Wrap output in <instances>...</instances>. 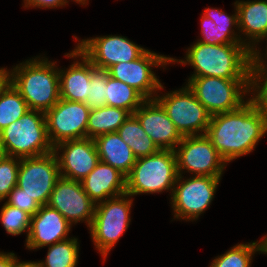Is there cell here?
<instances>
[{
  "mask_svg": "<svg viewBox=\"0 0 267 267\" xmlns=\"http://www.w3.org/2000/svg\"><path fill=\"white\" fill-rule=\"evenodd\" d=\"M262 252V241L238 244L223 255L215 258L210 267H250L252 255Z\"/></svg>",
  "mask_w": 267,
  "mask_h": 267,
  "instance_id": "cell-28",
  "label": "cell"
},
{
  "mask_svg": "<svg viewBox=\"0 0 267 267\" xmlns=\"http://www.w3.org/2000/svg\"><path fill=\"white\" fill-rule=\"evenodd\" d=\"M251 90L256 92L251 99L267 119V77H251Z\"/></svg>",
  "mask_w": 267,
  "mask_h": 267,
  "instance_id": "cell-34",
  "label": "cell"
},
{
  "mask_svg": "<svg viewBox=\"0 0 267 267\" xmlns=\"http://www.w3.org/2000/svg\"><path fill=\"white\" fill-rule=\"evenodd\" d=\"M0 220L8 234L19 235L26 230L29 234L31 215L26 211L5 202L1 209Z\"/></svg>",
  "mask_w": 267,
  "mask_h": 267,
  "instance_id": "cell-31",
  "label": "cell"
},
{
  "mask_svg": "<svg viewBox=\"0 0 267 267\" xmlns=\"http://www.w3.org/2000/svg\"><path fill=\"white\" fill-rule=\"evenodd\" d=\"M265 133L267 119L250 97L234 111L212 115L205 135L227 163L252 152Z\"/></svg>",
  "mask_w": 267,
  "mask_h": 267,
  "instance_id": "cell-1",
  "label": "cell"
},
{
  "mask_svg": "<svg viewBox=\"0 0 267 267\" xmlns=\"http://www.w3.org/2000/svg\"><path fill=\"white\" fill-rule=\"evenodd\" d=\"M186 60L171 58L170 62L191 64V77L251 79L252 52L244 44L211 45L197 41L186 52Z\"/></svg>",
  "mask_w": 267,
  "mask_h": 267,
  "instance_id": "cell-2",
  "label": "cell"
},
{
  "mask_svg": "<svg viewBox=\"0 0 267 267\" xmlns=\"http://www.w3.org/2000/svg\"><path fill=\"white\" fill-rule=\"evenodd\" d=\"M178 177L174 150H159L136 159L126 177V194L158 193L172 190Z\"/></svg>",
  "mask_w": 267,
  "mask_h": 267,
  "instance_id": "cell-5",
  "label": "cell"
},
{
  "mask_svg": "<svg viewBox=\"0 0 267 267\" xmlns=\"http://www.w3.org/2000/svg\"><path fill=\"white\" fill-rule=\"evenodd\" d=\"M55 63L47 58H34L11 70V84L29 109L45 113L60 100L59 70Z\"/></svg>",
  "mask_w": 267,
  "mask_h": 267,
  "instance_id": "cell-3",
  "label": "cell"
},
{
  "mask_svg": "<svg viewBox=\"0 0 267 267\" xmlns=\"http://www.w3.org/2000/svg\"><path fill=\"white\" fill-rule=\"evenodd\" d=\"M128 197L130 198V195L125 193L96 203L90 233L103 259L107 257L112 247L129 227L133 200Z\"/></svg>",
  "mask_w": 267,
  "mask_h": 267,
  "instance_id": "cell-7",
  "label": "cell"
},
{
  "mask_svg": "<svg viewBox=\"0 0 267 267\" xmlns=\"http://www.w3.org/2000/svg\"><path fill=\"white\" fill-rule=\"evenodd\" d=\"M12 267H36L35 262H19L17 261Z\"/></svg>",
  "mask_w": 267,
  "mask_h": 267,
  "instance_id": "cell-40",
  "label": "cell"
},
{
  "mask_svg": "<svg viewBox=\"0 0 267 267\" xmlns=\"http://www.w3.org/2000/svg\"><path fill=\"white\" fill-rule=\"evenodd\" d=\"M7 198V204L26 211L31 216H33L40 208V205L34 200V198L29 197L18 186L13 188Z\"/></svg>",
  "mask_w": 267,
  "mask_h": 267,
  "instance_id": "cell-33",
  "label": "cell"
},
{
  "mask_svg": "<svg viewBox=\"0 0 267 267\" xmlns=\"http://www.w3.org/2000/svg\"><path fill=\"white\" fill-rule=\"evenodd\" d=\"M174 152L178 175L185 169L196 176L221 177L227 164L205 134L183 136Z\"/></svg>",
  "mask_w": 267,
  "mask_h": 267,
  "instance_id": "cell-10",
  "label": "cell"
},
{
  "mask_svg": "<svg viewBox=\"0 0 267 267\" xmlns=\"http://www.w3.org/2000/svg\"><path fill=\"white\" fill-rule=\"evenodd\" d=\"M74 1H76L77 3H82L81 5H84L87 3L86 1L88 0H74Z\"/></svg>",
  "mask_w": 267,
  "mask_h": 267,
  "instance_id": "cell-43",
  "label": "cell"
},
{
  "mask_svg": "<svg viewBox=\"0 0 267 267\" xmlns=\"http://www.w3.org/2000/svg\"><path fill=\"white\" fill-rule=\"evenodd\" d=\"M17 261L14 253H0V267H12Z\"/></svg>",
  "mask_w": 267,
  "mask_h": 267,
  "instance_id": "cell-39",
  "label": "cell"
},
{
  "mask_svg": "<svg viewBox=\"0 0 267 267\" xmlns=\"http://www.w3.org/2000/svg\"><path fill=\"white\" fill-rule=\"evenodd\" d=\"M186 84L212 116L234 111L244 103V94L251 92V79L190 77ZM243 94V95H242Z\"/></svg>",
  "mask_w": 267,
  "mask_h": 267,
  "instance_id": "cell-6",
  "label": "cell"
},
{
  "mask_svg": "<svg viewBox=\"0 0 267 267\" xmlns=\"http://www.w3.org/2000/svg\"><path fill=\"white\" fill-rule=\"evenodd\" d=\"M11 85V71H7V68L0 69V97Z\"/></svg>",
  "mask_w": 267,
  "mask_h": 267,
  "instance_id": "cell-38",
  "label": "cell"
},
{
  "mask_svg": "<svg viewBox=\"0 0 267 267\" xmlns=\"http://www.w3.org/2000/svg\"><path fill=\"white\" fill-rule=\"evenodd\" d=\"M260 55L261 53H259V50L257 49L252 53L251 77H267V65H264L265 63L263 62L265 61H263V57H261Z\"/></svg>",
  "mask_w": 267,
  "mask_h": 267,
  "instance_id": "cell-36",
  "label": "cell"
},
{
  "mask_svg": "<svg viewBox=\"0 0 267 267\" xmlns=\"http://www.w3.org/2000/svg\"><path fill=\"white\" fill-rule=\"evenodd\" d=\"M81 184L95 204L126 193V176L101 161Z\"/></svg>",
  "mask_w": 267,
  "mask_h": 267,
  "instance_id": "cell-19",
  "label": "cell"
},
{
  "mask_svg": "<svg viewBox=\"0 0 267 267\" xmlns=\"http://www.w3.org/2000/svg\"><path fill=\"white\" fill-rule=\"evenodd\" d=\"M90 109L82 102L60 100L47 112L45 121L52 146L68 141L87 138Z\"/></svg>",
  "mask_w": 267,
  "mask_h": 267,
  "instance_id": "cell-12",
  "label": "cell"
},
{
  "mask_svg": "<svg viewBox=\"0 0 267 267\" xmlns=\"http://www.w3.org/2000/svg\"><path fill=\"white\" fill-rule=\"evenodd\" d=\"M48 205L59 211L70 223L93 222L96 204L85 193L81 181L60 177L54 185Z\"/></svg>",
  "mask_w": 267,
  "mask_h": 267,
  "instance_id": "cell-15",
  "label": "cell"
},
{
  "mask_svg": "<svg viewBox=\"0 0 267 267\" xmlns=\"http://www.w3.org/2000/svg\"><path fill=\"white\" fill-rule=\"evenodd\" d=\"M130 116L131 114L122 108L107 105L90 110L87 138L95 139L98 136L116 132Z\"/></svg>",
  "mask_w": 267,
  "mask_h": 267,
  "instance_id": "cell-23",
  "label": "cell"
},
{
  "mask_svg": "<svg viewBox=\"0 0 267 267\" xmlns=\"http://www.w3.org/2000/svg\"><path fill=\"white\" fill-rule=\"evenodd\" d=\"M6 156V153L4 151V147L2 145V140H1V137H0V161Z\"/></svg>",
  "mask_w": 267,
  "mask_h": 267,
  "instance_id": "cell-42",
  "label": "cell"
},
{
  "mask_svg": "<svg viewBox=\"0 0 267 267\" xmlns=\"http://www.w3.org/2000/svg\"><path fill=\"white\" fill-rule=\"evenodd\" d=\"M133 115L160 150H174L183 139L164 108L155 98L146 99Z\"/></svg>",
  "mask_w": 267,
  "mask_h": 267,
  "instance_id": "cell-17",
  "label": "cell"
},
{
  "mask_svg": "<svg viewBox=\"0 0 267 267\" xmlns=\"http://www.w3.org/2000/svg\"><path fill=\"white\" fill-rule=\"evenodd\" d=\"M107 70L95 67L90 61V81L85 104L90 110L106 105Z\"/></svg>",
  "mask_w": 267,
  "mask_h": 267,
  "instance_id": "cell-30",
  "label": "cell"
},
{
  "mask_svg": "<svg viewBox=\"0 0 267 267\" xmlns=\"http://www.w3.org/2000/svg\"><path fill=\"white\" fill-rule=\"evenodd\" d=\"M61 177L56 153L21 158L17 185L40 205H47L54 185Z\"/></svg>",
  "mask_w": 267,
  "mask_h": 267,
  "instance_id": "cell-9",
  "label": "cell"
},
{
  "mask_svg": "<svg viewBox=\"0 0 267 267\" xmlns=\"http://www.w3.org/2000/svg\"><path fill=\"white\" fill-rule=\"evenodd\" d=\"M262 241V253L267 254V236H264V239Z\"/></svg>",
  "mask_w": 267,
  "mask_h": 267,
  "instance_id": "cell-41",
  "label": "cell"
},
{
  "mask_svg": "<svg viewBox=\"0 0 267 267\" xmlns=\"http://www.w3.org/2000/svg\"><path fill=\"white\" fill-rule=\"evenodd\" d=\"M67 0H24L25 7L52 8L65 6Z\"/></svg>",
  "mask_w": 267,
  "mask_h": 267,
  "instance_id": "cell-37",
  "label": "cell"
},
{
  "mask_svg": "<svg viewBox=\"0 0 267 267\" xmlns=\"http://www.w3.org/2000/svg\"><path fill=\"white\" fill-rule=\"evenodd\" d=\"M66 56L70 58L80 56L82 62H74L66 71L59 70L60 98L85 103L89 90L90 60L76 47Z\"/></svg>",
  "mask_w": 267,
  "mask_h": 267,
  "instance_id": "cell-20",
  "label": "cell"
},
{
  "mask_svg": "<svg viewBox=\"0 0 267 267\" xmlns=\"http://www.w3.org/2000/svg\"><path fill=\"white\" fill-rule=\"evenodd\" d=\"M79 247L77 238L49 245L45 262H35L36 267H76Z\"/></svg>",
  "mask_w": 267,
  "mask_h": 267,
  "instance_id": "cell-26",
  "label": "cell"
},
{
  "mask_svg": "<svg viewBox=\"0 0 267 267\" xmlns=\"http://www.w3.org/2000/svg\"><path fill=\"white\" fill-rule=\"evenodd\" d=\"M182 178V175H178L177 186L171 192L174 216L177 219L195 220L212 202L221 177L194 176L181 181Z\"/></svg>",
  "mask_w": 267,
  "mask_h": 267,
  "instance_id": "cell-11",
  "label": "cell"
},
{
  "mask_svg": "<svg viewBox=\"0 0 267 267\" xmlns=\"http://www.w3.org/2000/svg\"><path fill=\"white\" fill-rule=\"evenodd\" d=\"M71 226L72 224L56 209L48 204L40 206L39 210L31 216L26 247L31 250L38 249L67 240Z\"/></svg>",
  "mask_w": 267,
  "mask_h": 267,
  "instance_id": "cell-18",
  "label": "cell"
},
{
  "mask_svg": "<svg viewBox=\"0 0 267 267\" xmlns=\"http://www.w3.org/2000/svg\"><path fill=\"white\" fill-rule=\"evenodd\" d=\"M234 4L238 12L239 31L249 36V41L252 39L250 42H253L251 46L253 53L256 50L255 42L267 38V1H236Z\"/></svg>",
  "mask_w": 267,
  "mask_h": 267,
  "instance_id": "cell-21",
  "label": "cell"
},
{
  "mask_svg": "<svg viewBox=\"0 0 267 267\" xmlns=\"http://www.w3.org/2000/svg\"><path fill=\"white\" fill-rule=\"evenodd\" d=\"M6 156L27 158L53 152L44 112L28 110L19 120L0 131Z\"/></svg>",
  "mask_w": 267,
  "mask_h": 267,
  "instance_id": "cell-4",
  "label": "cell"
},
{
  "mask_svg": "<svg viewBox=\"0 0 267 267\" xmlns=\"http://www.w3.org/2000/svg\"><path fill=\"white\" fill-rule=\"evenodd\" d=\"M94 142L101 162L114 167L126 177L130 174L137 158L117 132L98 136Z\"/></svg>",
  "mask_w": 267,
  "mask_h": 267,
  "instance_id": "cell-22",
  "label": "cell"
},
{
  "mask_svg": "<svg viewBox=\"0 0 267 267\" xmlns=\"http://www.w3.org/2000/svg\"><path fill=\"white\" fill-rule=\"evenodd\" d=\"M171 57L157 55L147 50L141 57L130 61L120 62L111 66L107 71L109 76L120 80L137 90L145 99H154L152 96L157 89H163L161 82L151 70V66H165L171 63Z\"/></svg>",
  "mask_w": 267,
  "mask_h": 267,
  "instance_id": "cell-13",
  "label": "cell"
},
{
  "mask_svg": "<svg viewBox=\"0 0 267 267\" xmlns=\"http://www.w3.org/2000/svg\"><path fill=\"white\" fill-rule=\"evenodd\" d=\"M63 153L58 156V151ZM61 177L82 181L100 162L94 139L83 138L61 142L53 147ZM64 170V171H63Z\"/></svg>",
  "mask_w": 267,
  "mask_h": 267,
  "instance_id": "cell-16",
  "label": "cell"
},
{
  "mask_svg": "<svg viewBox=\"0 0 267 267\" xmlns=\"http://www.w3.org/2000/svg\"><path fill=\"white\" fill-rule=\"evenodd\" d=\"M106 105L122 108L131 115L146 100L137 90L128 84L109 76L107 71Z\"/></svg>",
  "mask_w": 267,
  "mask_h": 267,
  "instance_id": "cell-25",
  "label": "cell"
},
{
  "mask_svg": "<svg viewBox=\"0 0 267 267\" xmlns=\"http://www.w3.org/2000/svg\"><path fill=\"white\" fill-rule=\"evenodd\" d=\"M202 35L203 39L198 40L201 43H207L211 45L220 44H244L251 51V43L243 41L239 35L235 34L234 29L231 28H220L210 18L205 15L202 16ZM234 31V32H233ZM237 36V37H236Z\"/></svg>",
  "mask_w": 267,
  "mask_h": 267,
  "instance_id": "cell-29",
  "label": "cell"
},
{
  "mask_svg": "<svg viewBox=\"0 0 267 267\" xmlns=\"http://www.w3.org/2000/svg\"><path fill=\"white\" fill-rule=\"evenodd\" d=\"M203 15L210 18L220 28H232L234 25L238 27V12L234 15L229 16L219 9L206 8Z\"/></svg>",
  "mask_w": 267,
  "mask_h": 267,
  "instance_id": "cell-35",
  "label": "cell"
},
{
  "mask_svg": "<svg viewBox=\"0 0 267 267\" xmlns=\"http://www.w3.org/2000/svg\"><path fill=\"white\" fill-rule=\"evenodd\" d=\"M116 132L131 148L136 158L149 156L160 150L134 115H131Z\"/></svg>",
  "mask_w": 267,
  "mask_h": 267,
  "instance_id": "cell-24",
  "label": "cell"
},
{
  "mask_svg": "<svg viewBox=\"0 0 267 267\" xmlns=\"http://www.w3.org/2000/svg\"><path fill=\"white\" fill-rule=\"evenodd\" d=\"M92 64L108 70L120 62H130L141 57L148 49L142 48L123 36H104L83 39L76 46Z\"/></svg>",
  "mask_w": 267,
  "mask_h": 267,
  "instance_id": "cell-14",
  "label": "cell"
},
{
  "mask_svg": "<svg viewBox=\"0 0 267 267\" xmlns=\"http://www.w3.org/2000/svg\"><path fill=\"white\" fill-rule=\"evenodd\" d=\"M154 97L182 136L206 134L211 115L188 86Z\"/></svg>",
  "mask_w": 267,
  "mask_h": 267,
  "instance_id": "cell-8",
  "label": "cell"
},
{
  "mask_svg": "<svg viewBox=\"0 0 267 267\" xmlns=\"http://www.w3.org/2000/svg\"><path fill=\"white\" fill-rule=\"evenodd\" d=\"M20 163V158L11 156H5L0 161V201L7 198L9 193L17 185Z\"/></svg>",
  "mask_w": 267,
  "mask_h": 267,
  "instance_id": "cell-32",
  "label": "cell"
},
{
  "mask_svg": "<svg viewBox=\"0 0 267 267\" xmlns=\"http://www.w3.org/2000/svg\"><path fill=\"white\" fill-rule=\"evenodd\" d=\"M30 110L27 102L11 84L0 97V131Z\"/></svg>",
  "mask_w": 267,
  "mask_h": 267,
  "instance_id": "cell-27",
  "label": "cell"
}]
</instances>
